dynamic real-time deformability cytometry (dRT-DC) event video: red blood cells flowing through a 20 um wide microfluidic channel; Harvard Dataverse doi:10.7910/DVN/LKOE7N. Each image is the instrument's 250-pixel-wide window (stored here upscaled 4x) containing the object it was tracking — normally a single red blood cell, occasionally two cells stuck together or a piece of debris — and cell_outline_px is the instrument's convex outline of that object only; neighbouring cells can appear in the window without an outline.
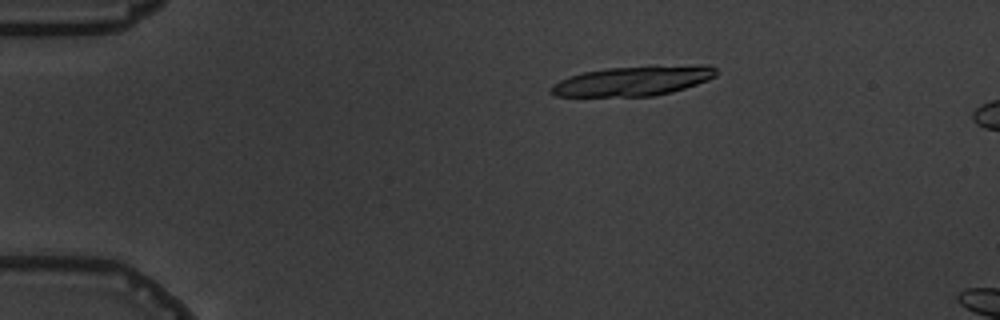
{"species": "common noctule bat (a hibernating species)", "species_latin": "Nyctalus noctula", "temperature_condition": "warm", "stored_images_in_passage": 5, "camera_frame_rate_fps": 3000, "um_per_image_px": 0.085, "animal": {"sex": "male", "body_mass_g": 19.5, "forearm_length_mm": 54.6}, "frame": {"image": 1, "passage_image": 3, "time_ms": 2.333, "image_size_px": [1000, 320], "cell_outline_px": [[716, 76], [708, 80], [672, 92], [652, 96], [556, 96], [548, 92], [552, 84], [560, 80], [584, 72], [608, 68], [652, 64], [708, 64], [716, 68]], "centroid_in_image_um": [53.88, 6.84], "position_along_channel_um": 31.1, "area_um2": 29.19}}